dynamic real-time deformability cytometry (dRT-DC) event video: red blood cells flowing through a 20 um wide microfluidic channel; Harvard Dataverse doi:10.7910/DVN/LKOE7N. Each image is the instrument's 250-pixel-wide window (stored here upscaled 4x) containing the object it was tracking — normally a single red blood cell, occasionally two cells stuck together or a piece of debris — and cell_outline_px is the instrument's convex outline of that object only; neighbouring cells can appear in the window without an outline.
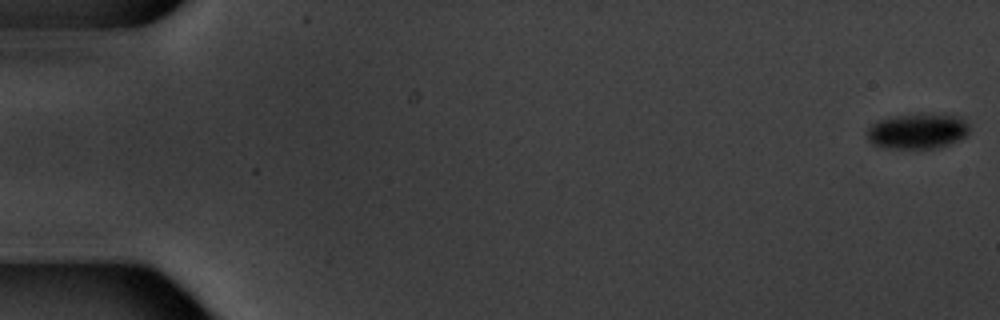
{"species": "common noctule bat (a hibernating species)", "species_latin": "Nyctalus noctula", "temperature_condition": "warm", "stored_images_in_passage": 6, "camera_frame_rate_fps": 3000, "um_per_image_px": 0.085, "animal": {"sex": "male", "body_mass_g": 20.1, "forearm_length_mm": 53.5}, "frame": {"image": 1, "passage_image": 1, "time_ms": 0.0, "image_size_px": [1000, 320], "cell_outline_px": [[968, 132], [960, 140], [940, 148], [884, 148], [872, 144], [868, 140], [868, 128], [872, 124], [880, 120], [896, 116], [932, 112], [964, 116], [968, 124]], "centroid_in_image_um": [78.05, 11.13], "position_along_channel_um": 6.9, "area_um2": 21.5}}
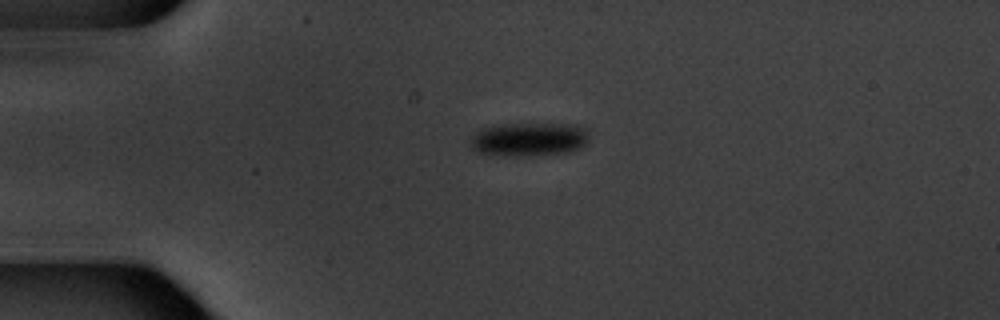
{"frame": {"image": 2, "passage_image": 5, "time_ms": 4.667, "image_size_px": [1000, 320], "cell_outline_px": [[588, 144], [580, 148], [568, 152], [480, 152], [472, 148], [472, 136], [480, 128], [500, 124], [576, 124], [584, 128], [588, 136]], "centroid_in_image_um": [45.04, 11.75], "position_along_channel_um": 40.0, "area_um2": 21.73}}